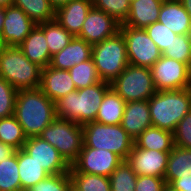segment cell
<instances>
[{
	"label": "cell",
	"mask_w": 191,
	"mask_h": 191,
	"mask_svg": "<svg viewBox=\"0 0 191 191\" xmlns=\"http://www.w3.org/2000/svg\"><path fill=\"white\" fill-rule=\"evenodd\" d=\"M14 117L27 138L39 136L56 118L55 103L40 88L19 90Z\"/></svg>",
	"instance_id": "1"
},
{
	"label": "cell",
	"mask_w": 191,
	"mask_h": 191,
	"mask_svg": "<svg viewBox=\"0 0 191 191\" xmlns=\"http://www.w3.org/2000/svg\"><path fill=\"white\" fill-rule=\"evenodd\" d=\"M110 88L109 82L102 81L68 93L55 102L56 117L82 126L95 121L99 106Z\"/></svg>",
	"instance_id": "2"
},
{
	"label": "cell",
	"mask_w": 191,
	"mask_h": 191,
	"mask_svg": "<svg viewBox=\"0 0 191 191\" xmlns=\"http://www.w3.org/2000/svg\"><path fill=\"white\" fill-rule=\"evenodd\" d=\"M152 126L174 132L177 124L191 110V87L157 91L149 100Z\"/></svg>",
	"instance_id": "3"
},
{
	"label": "cell",
	"mask_w": 191,
	"mask_h": 191,
	"mask_svg": "<svg viewBox=\"0 0 191 191\" xmlns=\"http://www.w3.org/2000/svg\"><path fill=\"white\" fill-rule=\"evenodd\" d=\"M41 71L42 68L32 63L19 47L6 46L0 55V77L17 91L39 88Z\"/></svg>",
	"instance_id": "4"
},
{
	"label": "cell",
	"mask_w": 191,
	"mask_h": 191,
	"mask_svg": "<svg viewBox=\"0 0 191 191\" xmlns=\"http://www.w3.org/2000/svg\"><path fill=\"white\" fill-rule=\"evenodd\" d=\"M84 145L104 149L127 160L134 146V139L122 128L121 124H101L89 122L82 126Z\"/></svg>",
	"instance_id": "5"
},
{
	"label": "cell",
	"mask_w": 191,
	"mask_h": 191,
	"mask_svg": "<svg viewBox=\"0 0 191 191\" xmlns=\"http://www.w3.org/2000/svg\"><path fill=\"white\" fill-rule=\"evenodd\" d=\"M92 59L102 81L111 83L129 65L123 34L119 31L114 36L93 44Z\"/></svg>",
	"instance_id": "6"
},
{
	"label": "cell",
	"mask_w": 191,
	"mask_h": 191,
	"mask_svg": "<svg viewBox=\"0 0 191 191\" xmlns=\"http://www.w3.org/2000/svg\"><path fill=\"white\" fill-rule=\"evenodd\" d=\"M39 137L54 146L70 166L77 160L84 144L82 125L58 117Z\"/></svg>",
	"instance_id": "7"
},
{
	"label": "cell",
	"mask_w": 191,
	"mask_h": 191,
	"mask_svg": "<svg viewBox=\"0 0 191 191\" xmlns=\"http://www.w3.org/2000/svg\"><path fill=\"white\" fill-rule=\"evenodd\" d=\"M110 86L125 102L149 100L157 92L150 68L131 64Z\"/></svg>",
	"instance_id": "8"
},
{
	"label": "cell",
	"mask_w": 191,
	"mask_h": 191,
	"mask_svg": "<svg viewBox=\"0 0 191 191\" xmlns=\"http://www.w3.org/2000/svg\"><path fill=\"white\" fill-rule=\"evenodd\" d=\"M120 32L126 41L129 64L150 68L162 56L145 29L120 26Z\"/></svg>",
	"instance_id": "9"
},
{
	"label": "cell",
	"mask_w": 191,
	"mask_h": 191,
	"mask_svg": "<svg viewBox=\"0 0 191 191\" xmlns=\"http://www.w3.org/2000/svg\"><path fill=\"white\" fill-rule=\"evenodd\" d=\"M150 70L157 91L191 87V68L186 63L162 55Z\"/></svg>",
	"instance_id": "10"
},
{
	"label": "cell",
	"mask_w": 191,
	"mask_h": 191,
	"mask_svg": "<svg viewBox=\"0 0 191 191\" xmlns=\"http://www.w3.org/2000/svg\"><path fill=\"white\" fill-rule=\"evenodd\" d=\"M123 161L120 156L111 151L90 148L83 144L82 150L72 166L81 173L109 177Z\"/></svg>",
	"instance_id": "11"
},
{
	"label": "cell",
	"mask_w": 191,
	"mask_h": 191,
	"mask_svg": "<svg viewBox=\"0 0 191 191\" xmlns=\"http://www.w3.org/2000/svg\"><path fill=\"white\" fill-rule=\"evenodd\" d=\"M23 150L49 175L64 174L70 171V165L58 150L39 136L27 138Z\"/></svg>",
	"instance_id": "12"
},
{
	"label": "cell",
	"mask_w": 191,
	"mask_h": 191,
	"mask_svg": "<svg viewBox=\"0 0 191 191\" xmlns=\"http://www.w3.org/2000/svg\"><path fill=\"white\" fill-rule=\"evenodd\" d=\"M120 26L110 15L92 6L77 37L93 45L117 34Z\"/></svg>",
	"instance_id": "13"
},
{
	"label": "cell",
	"mask_w": 191,
	"mask_h": 191,
	"mask_svg": "<svg viewBox=\"0 0 191 191\" xmlns=\"http://www.w3.org/2000/svg\"><path fill=\"white\" fill-rule=\"evenodd\" d=\"M36 26L21 8L9 5L4 8L2 40L6 46L19 47Z\"/></svg>",
	"instance_id": "14"
},
{
	"label": "cell",
	"mask_w": 191,
	"mask_h": 191,
	"mask_svg": "<svg viewBox=\"0 0 191 191\" xmlns=\"http://www.w3.org/2000/svg\"><path fill=\"white\" fill-rule=\"evenodd\" d=\"M169 153L138 148L134 144L126 161L137 176L164 178Z\"/></svg>",
	"instance_id": "15"
},
{
	"label": "cell",
	"mask_w": 191,
	"mask_h": 191,
	"mask_svg": "<svg viewBox=\"0 0 191 191\" xmlns=\"http://www.w3.org/2000/svg\"><path fill=\"white\" fill-rule=\"evenodd\" d=\"M92 6V0H71L55 11V21L77 37Z\"/></svg>",
	"instance_id": "16"
},
{
	"label": "cell",
	"mask_w": 191,
	"mask_h": 191,
	"mask_svg": "<svg viewBox=\"0 0 191 191\" xmlns=\"http://www.w3.org/2000/svg\"><path fill=\"white\" fill-rule=\"evenodd\" d=\"M39 88L54 103L77 90L68 70H59L51 66L42 69Z\"/></svg>",
	"instance_id": "17"
},
{
	"label": "cell",
	"mask_w": 191,
	"mask_h": 191,
	"mask_svg": "<svg viewBox=\"0 0 191 191\" xmlns=\"http://www.w3.org/2000/svg\"><path fill=\"white\" fill-rule=\"evenodd\" d=\"M92 44L84 39L73 37L70 43L51 57L49 66L59 70H69L74 65L92 58Z\"/></svg>",
	"instance_id": "18"
},
{
	"label": "cell",
	"mask_w": 191,
	"mask_h": 191,
	"mask_svg": "<svg viewBox=\"0 0 191 191\" xmlns=\"http://www.w3.org/2000/svg\"><path fill=\"white\" fill-rule=\"evenodd\" d=\"M121 126L134 140L151 127L148 100L126 102Z\"/></svg>",
	"instance_id": "19"
},
{
	"label": "cell",
	"mask_w": 191,
	"mask_h": 191,
	"mask_svg": "<svg viewBox=\"0 0 191 191\" xmlns=\"http://www.w3.org/2000/svg\"><path fill=\"white\" fill-rule=\"evenodd\" d=\"M158 22L177 35H191V18L179 0H164Z\"/></svg>",
	"instance_id": "20"
},
{
	"label": "cell",
	"mask_w": 191,
	"mask_h": 191,
	"mask_svg": "<svg viewBox=\"0 0 191 191\" xmlns=\"http://www.w3.org/2000/svg\"><path fill=\"white\" fill-rule=\"evenodd\" d=\"M164 0H134L130 2V11L121 26L145 29L158 21Z\"/></svg>",
	"instance_id": "21"
},
{
	"label": "cell",
	"mask_w": 191,
	"mask_h": 191,
	"mask_svg": "<svg viewBox=\"0 0 191 191\" xmlns=\"http://www.w3.org/2000/svg\"><path fill=\"white\" fill-rule=\"evenodd\" d=\"M19 48L32 63L42 69L49 66L52 56L49 53L44 32L38 26L30 32Z\"/></svg>",
	"instance_id": "22"
},
{
	"label": "cell",
	"mask_w": 191,
	"mask_h": 191,
	"mask_svg": "<svg viewBox=\"0 0 191 191\" xmlns=\"http://www.w3.org/2000/svg\"><path fill=\"white\" fill-rule=\"evenodd\" d=\"M134 144L142 149L170 152L174 147L173 132L151 126L134 140Z\"/></svg>",
	"instance_id": "23"
},
{
	"label": "cell",
	"mask_w": 191,
	"mask_h": 191,
	"mask_svg": "<svg viewBox=\"0 0 191 191\" xmlns=\"http://www.w3.org/2000/svg\"><path fill=\"white\" fill-rule=\"evenodd\" d=\"M126 102L110 88L99 106L95 122L118 125L122 122Z\"/></svg>",
	"instance_id": "24"
},
{
	"label": "cell",
	"mask_w": 191,
	"mask_h": 191,
	"mask_svg": "<svg viewBox=\"0 0 191 191\" xmlns=\"http://www.w3.org/2000/svg\"><path fill=\"white\" fill-rule=\"evenodd\" d=\"M188 176H191V149L174 146L167 161L165 183Z\"/></svg>",
	"instance_id": "25"
},
{
	"label": "cell",
	"mask_w": 191,
	"mask_h": 191,
	"mask_svg": "<svg viewBox=\"0 0 191 191\" xmlns=\"http://www.w3.org/2000/svg\"><path fill=\"white\" fill-rule=\"evenodd\" d=\"M18 173L21 181V191H26L49 174L23 149L18 150Z\"/></svg>",
	"instance_id": "26"
},
{
	"label": "cell",
	"mask_w": 191,
	"mask_h": 191,
	"mask_svg": "<svg viewBox=\"0 0 191 191\" xmlns=\"http://www.w3.org/2000/svg\"><path fill=\"white\" fill-rule=\"evenodd\" d=\"M12 4L21 8L36 25L55 20V9L49 0H13Z\"/></svg>",
	"instance_id": "27"
},
{
	"label": "cell",
	"mask_w": 191,
	"mask_h": 191,
	"mask_svg": "<svg viewBox=\"0 0 191 191\" xmlns=\"http://www.w3.org/2000/svg\"><path fill=\"white\" fill-rule=\"evenodd\" d=\"M37 26L44 32L51 56L63 50L74 37L55 20Z\"/></svg>",
	"instance_id": "28"
},
{
	"label": "cell",
	"mask_w": 191,
	"mask_h": 191,
	"mask_svg": "<svg viewBox=\"0 0 191 191\" xmlns=\"http://www.w3.org/2000/svg\"><path fill=\"white\" fill-rule=\"evenodd\" d=\"M72 184L80 191H111L109 177L78 172L72 165L69 171Z\"/></svg>",
	"instance_id": "29"
},
{
	"label": "cell",
	"mask_w": 191,
	"mask_h": 191,
	"mask_svg": "<svg viewBox=\"0 0 191 191\" xmlns=\"http://www.w3.org/2000/svg\"><path fill=\"white\" fill-rule=\"evenodd\" d=\"M26 139L22 126L14 115L0 119L1 142L19 150L23 149Z\"/></svg>",
	"instance_id": "30"
},
{
	"label": "cell",
	"mask_w": 191,
	"mask_h": 191,
	"mask_svg": "<svg viewBox=\"0 0 191 191\" xmlns=\"http://www.w3.org/2000/svg\"><path fill=\"white\" fill-rule=\"evenodd\" d=\"M68 71L77 90L102 82L92 58L74 65Z\"/></svg>",
	"instance_id": "31"
},
{
	"label": "cell",
	"mask_w": 191,
	"mask_h": 191,
	"mask_svg": "<svg viewBox=\"0 0 191 191\" xmlns=\"http://www.w3.org/2000/svg\"><path fill=\"white\" fill-rule=\"evenodd\" d=\"M0 191H21L18 150L14 156L0 162Z\"/></svg>",
	"instance_id": "32"
},
{
	"label": "cell",
	"mask_w": 191,
	"mask_h": 191,
	"mask_svg": "<svg viewBox=\"0 0 191 191\" xmlns=\"http://www.w3.org/2000/svg\"><path fill=\"white\" fill-rule=\"evenodd\" d=\"M111 191H135L137 175L132 167L123 161L109 176Z\"/></svg>",
	"instance_id": "33"
},
{
	"label": "cell",
	"mask_w": 191,
	"mask_h": 191,
	"mask_svg": "<svg viewBox=\"0 0 191 191\" xmlns=\"http://www.w3.org/2000/svg\"><path fill=\"white\" fill-rule=\"evenodd\" d=\"M162 55L186 63L191 68V35H177Z\"/></svg>",
	"instance_id": "34"
},
{
	"label": "cell",
	"mask_w": 191,
	"mask_h": 191,
	"mask_svg": "<svg viewBox=\"0 0 191 191\" xmlns=\"http://www.w3.org/2000/svg\"><path fill=\"white\" fill-rule=\"evenodd\" d=\"M93 6L114 18L121 25L125 22L129 11V0H92Z\"/></svg>",
	"instance_id": "35"
},
{
	"label": "cell",
	"mask_w": 191,
	"mask_h": 191,
	"mask_svg": "<svg viewBox=\"0 0 191 191\" xmlns=\"http://www.w3.org/2000/svg\"><path fill=\"white\" fill-rule=\"evenodd\" d=\"M72 180L69 173L49 175L26 191H69Z\"/></svg>",
	"instance_id": "36"
},
{
	"label": "cell",
	"mask_w": 191,
	"mask_h": 191,
	"mask_svg": "<svg viewBox=\"0 0 191 191\" xmlns=\"http://www.w3.org/2000/svg\"><path fill=\"white\" fill-rule=\"evenodd\" d=\"M145 30L162 53L169 49L170 44L177 36L176 33L158 21L147 26Z\"/></svg>",
	"instance_id": "37"
},
{
	"label": "cell",
	"mask_w": 191,
	"mask_h": 191,
	"mask_svg": "<svg viewBox=\"0 0 191 191\" xmlns=\"http://www.w3.org/2000/svg\"><path fill=\"white\" fill-rule=\"evenodd\" d=\"M17 90L0 77V119L14 115Z\"/></svg>",
	"instance_id": "38"
},
{
	"label": "cell",
	"mask_w": 191,
	"mask_h": 191,
	"mask_svg": "<svg viewBox=\"0 0 191 191\" xmlns=\"http://www.w3.org/2000/svg\"><path fill=\"white\" fill-rule=\"evenodd\" d=\"M173 137L174 146L191 149V110L177 124Z\"/></svg>",
	"instance_id": "39"
},
{
	"label": "cell",
	"mask_w": 191,
	"mask_h": 191,
	"mask_svg": "<svg viewBox=\"0 0 191 191\" xmlns=\"http://www.w3.org/2000/svg\"><path fill=\"white\" fill-rule=\"evenodd\" d=\"M165 179L156 176H137L135 191H162Z\"/></svg>",
	"instance_id": "40"
},
{
	"label": "cell",
	"mask_w": 191,
	"mask_h": 191,
	"mask_svg": "<svg viewBox=\"0 0 191 191\" xmlns=\"http://www.w3.org/2000/svg\"><path fill=\"white\" fill-rule=\"evenodd\" d=\"M169 185L179 191H191V176L175 179Z\"/></svg>",
	"instance_id": "41"
},
{
	"label": "cell",
	"mask_w": 191,
	"mask_h": 191,
	"mask_svg": "<svg viewBox=\"0 0 191 191\" xmlns=\"http://www.w3.org/2000/svg\"><path fill=\"white\" fill-rule=\"evenodd\" d=\"M17 149L0 141V162L16 154Z\"/></svg>",
	"instance_id": "42"
},
{
	"label": "cell",
	"mask_w": 191,
	"mask_h": 191,
	"mask_svg": "<svg viewBox=\"0 0 191 191\" xmlns=\"http://www.w3.org/2000/svg\"><path fill=\"white\" fill-rule=\"evenodd\" d=\"M49 1H50V4L52 5V7L56 11L58 8L66 5L71 0H49Z\"/></svg>",
	"instance_id": "43"
},
{
	"label": "cell",
	"mask_w": 191,
	"mask_h": 191,
	"mask_svg": "<svg viewBox=\"0 0 191 191\" xmlns=\"http://www.w3.org/2000/svg\"><path fill=\"white\" fill-rule=\"evenodd\" d=\"M191 18V0H179Z\"/></svg>",
	"instance_id": "44"
},
{
	"label": "cell",
	"mask_w": 191,
	"mask_h": 191,
	"mask_svg": "<svg viewBox=\"0 0 191 191\" xmlns=\"http://www.w3.org/2000/svg\"><path fill=\"white\" fill-rule=\"evenodd\" d=\"M13 0H0V7L5 8L9 5H12Z\"/></svg>",
	"instance_id": "45"
},
{
	"label": "cell",
	"mask_w": 191,
	"mask_h": 191,
	"mask_svg": "<svg viewBox=\"0 0 191 191\" xmlns=\"http://www.w3.org/2000/svg\"><path fill=\"white\" fill-rule=\"evenodd\" d=\"M3 21H4V8L0 7V34L2 31Z\"/></svg>",
	"instance_id": "46"
},
{
	"label": "cell",
	"mask_w": 191,
	"mask_h": 191,
	"mask_svg": "<svg viewBox=\"0 0 191 191\" xmlns=\"http://www.w3.org/2000/svg\"><path fill=\"white\" fill-rule=\"evenodd\" d=\"M162 191H179V190L174 189L172 186L166 183Z\"/></svg>",
	"instance_id": "47"
},
{
	"label": "cell",
	"mask_w": 191,
	"mask_h": 191,
	"mask_svg": "<svg viewBox=\"0 0 191 191\" xmlns=\"http://www.w3.org/2000/svg\"><path fill=\"white\" fill-rule=\"evenodd\" d=\"M6 47L5 43L2 40L1 34H0V55L3 52L4 48Z\"/></svg>",
	"instance_id": "48"
},
{
	"label": "cell",
	"mask_w": 191,
	"mask_h": 191,
	"mask_svg": "<svg viewBox=\"0 0 191 191\" xmlns=\"http://www.w3.org/2000/svg\"><path fill=\"white\" fill-rule=\"evenodd\" d=\"M69 191H80L77 187H75L73 184L70 185Z\"/></svg>",
	"instance_id": "49"
}]
</instances>
